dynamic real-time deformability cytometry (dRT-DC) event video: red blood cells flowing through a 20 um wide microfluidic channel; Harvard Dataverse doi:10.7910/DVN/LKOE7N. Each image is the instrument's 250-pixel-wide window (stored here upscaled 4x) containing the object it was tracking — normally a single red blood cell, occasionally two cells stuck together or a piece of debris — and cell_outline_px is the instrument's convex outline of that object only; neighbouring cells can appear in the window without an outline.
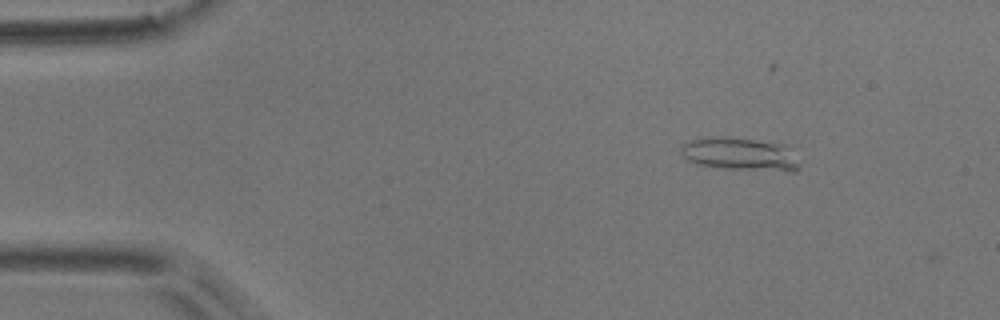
{"species": "common noctule bat (a hibernating species)", "species_latin": "Nyctalus noctula", "temperature_condition": "room temperature", "stored_images_in_passage": 3, "camera_frame_rate_fps": 3000, "um_per_image_px": 0.085, "animal": {"sex": "male", "body_mass_g": 17.9}, "frame": {"image": 1, "passage_image": 1, "time_ms": 0.0, "image_size_px": [1000, 320], "cell_outline_px": [[800, 168], [796, 172], [784, 172], [720, 168], [696, 164], [688, 160], [680, 152], [680, 144], [692, 140], [756, 140], [788, 144], [800, 164]], "centroid_in_image_um": [63.03, 13.17], "position_along_channel_um": 22.0, "area_um2": 22.37}}